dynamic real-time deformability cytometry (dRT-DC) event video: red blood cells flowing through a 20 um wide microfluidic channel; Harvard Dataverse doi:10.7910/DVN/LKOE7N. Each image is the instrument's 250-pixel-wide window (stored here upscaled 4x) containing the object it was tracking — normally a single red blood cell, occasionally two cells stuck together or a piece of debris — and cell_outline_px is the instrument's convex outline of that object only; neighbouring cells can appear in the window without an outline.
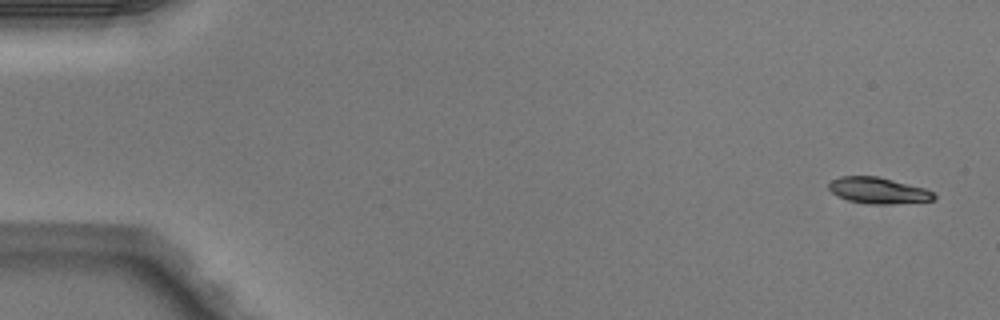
{"species": "Egyptian fruit bat (a non-hibernating species)", "species_latin": "Rousettus aegyptiacus", "temperature_condition": "warm", "stored_images_in_passage": 1, "camera_frame_rate_fps": 3000, "um_per_image_px": 0.085, "animal": {"sex": "male"}, "frame": {"image": 1, "passage_image": 1, "time_ms": 0.0, "image_size_px": [1000, 320], "cell_outline_px": [[936, 196], [932, 200], [892, 204], [868, 204], [848, 200], [832, 192], [828, 188], [828, 184], [832, 180], [840, 176], [876, 176], [924, 188], [932, 192]], "centroid_in_image_um": [74.62, 16.19], "position_along_channel_um": 10.4, "area_um2": 15.78}}